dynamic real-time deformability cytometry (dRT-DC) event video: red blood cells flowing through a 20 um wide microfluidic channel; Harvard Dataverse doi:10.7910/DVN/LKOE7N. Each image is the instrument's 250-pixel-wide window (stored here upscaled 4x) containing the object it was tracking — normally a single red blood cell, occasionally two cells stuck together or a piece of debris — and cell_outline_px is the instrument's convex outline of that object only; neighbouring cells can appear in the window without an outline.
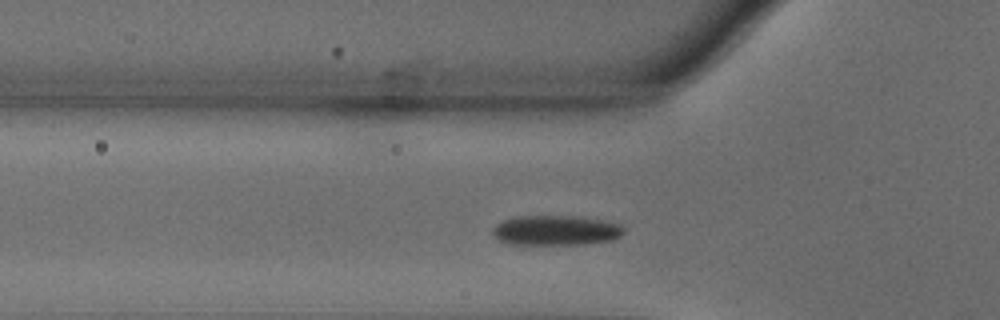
{"species": "common noctule bat (a hibernating species)", "species_latin": "Nyctalus noctula", "temperature_condition": "warm", "stored_images_in_passage": 40, "camera_frame_rate_fps": 3000, "um_per_image_px": 0.085, "animal": {"sex": "male", "body_mass_g": 18.8}, "frame": {"image": 1, "passage_image": 8, "time_ms": 2.333, "image_size_px": [1000, 320], "cell_outline_px": [[624, 232], [620, 236], [612, 240], [584, 244], [508, 244], [496, 240], [492, 232], [492, 228], [496, 224], [504, 220], [516, 216], [572, 216], [600, 220], [620, 224], [624, 228]], "centroid_in_image_um": [47.2, 19.59], "position_along_channel_um": 78.6, "area_um2": 22.89}}
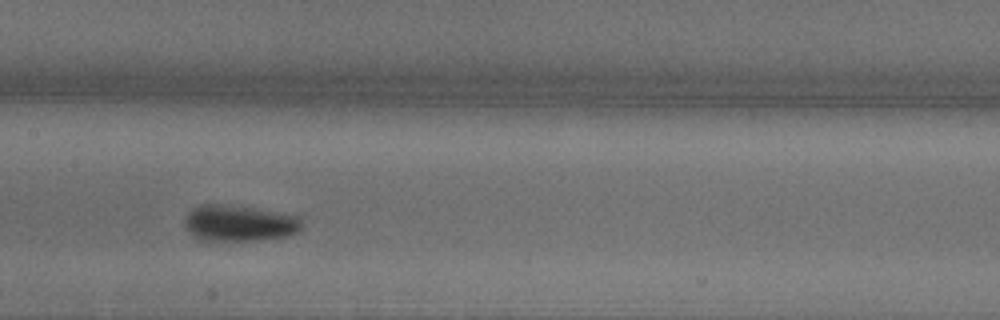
{"frame": {"image": 2, "passage_image": 17, "time_ms": 5.333, "image_size_px": [1000, 320], "cell_outline_px": [[300, 228], [296, 232], [284, 236], [256, 240], [200, 240], [192, 236], [184, 228], [184, 220], [188, 212], [192, 208], [200, 204], [220, 204], [252, 208], [300, 216]], "centroid_in_image_um": [20.24, 18.97], "position_along_channel_um": 187.2, "area_um2": 24.51}}
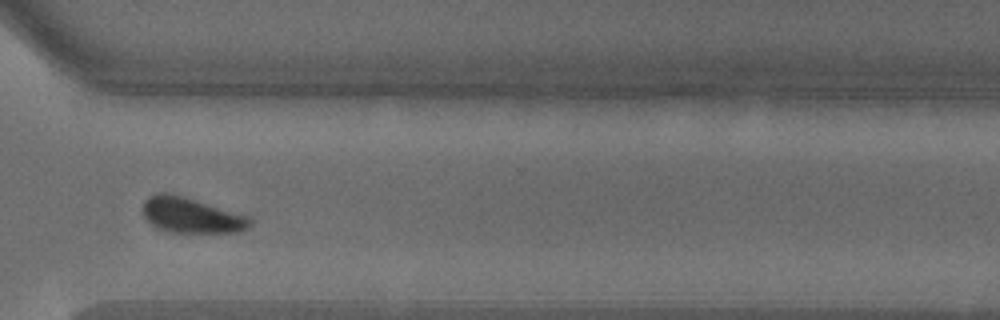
{"frame": {"image": 3, "passage_image": 31, "time_ms": 10.0, "image_size_px": [1000, 320], "cell_outline_px": [[252, 224], [248, 228], [240, 232], [172, 232], [156, 228], [144, 216], [140, 208], [144, 200], [160, 192], [168, 192], [184, 196], [248, 216], [252, 220]], "centroid_in_image_um": [16.24, 18.29], "position_along_channel_um": 354.4, "area_um2": 22.14}, "authors_computed_cell_mechanics": {"area_um2": 22.6865, "velocity_mm_per_s": 3.5871, "shape_relaxation_time_tau1_ms": 2.8145, "shape_relaxation_time_tau2_ms": null, "deformation_change_tau1": 0.1336, "deformation_change_tau2": null}}